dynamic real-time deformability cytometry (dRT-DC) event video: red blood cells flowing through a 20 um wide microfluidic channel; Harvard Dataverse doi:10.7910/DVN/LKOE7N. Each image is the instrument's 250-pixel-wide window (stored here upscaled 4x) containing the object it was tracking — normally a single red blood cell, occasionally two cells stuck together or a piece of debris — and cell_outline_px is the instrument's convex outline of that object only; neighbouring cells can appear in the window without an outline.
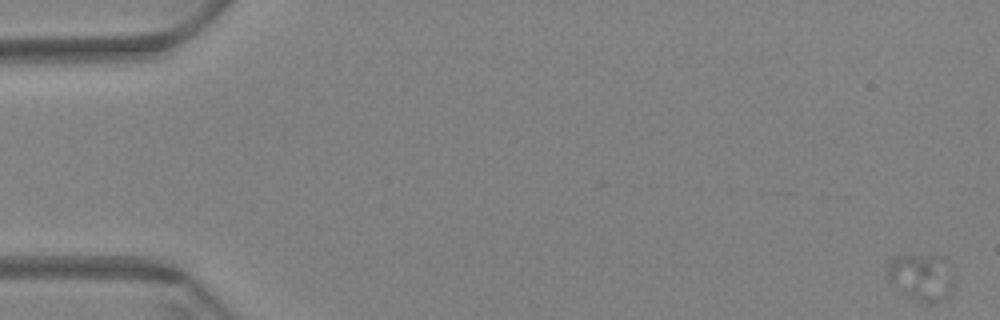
{"species": "Egyptian fruit bat (a non-hibernating species)", "species_latin": "Rousettus aegyptiacus", "temperature_condition": "warm", "stored_images_in_passage": 65, "camera_frame_rate_fps": 3000, "um_per_image_px": 0.085, "animal": {"sex": "female"}, "frame": {"image": 1, "passage_image": 1, "time_ms": 0.0, "image_size_px": [1000, 320], "cell_outline_px": [[956, 284], [948, 296], [944, 300], [928, 304], [908, 296], [888, 276], [888, 260], [892, 256], [940, 256], [952, 272]], "centroid_in_image_um": [78.38, 23.57], "position_along_channel_um": 6.6, "area_um2": 17.8}}
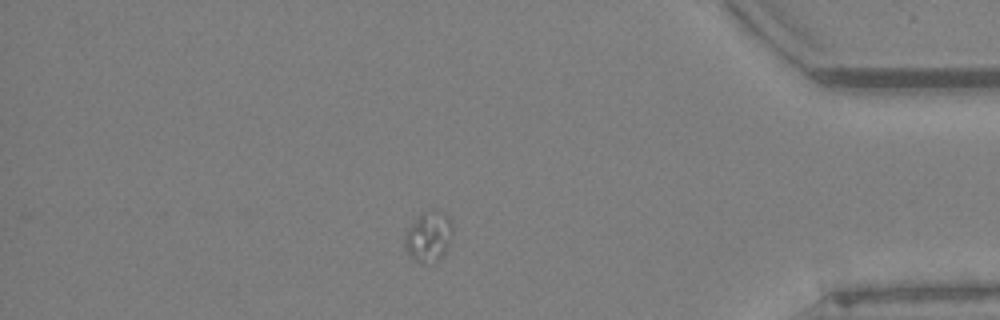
{"frame": {"image": 2, "passage_image": 56, "time_ms": 18.333, "image_size_px": [1000, 320], "cell_outline_px": [[452, 232], [448, 244], [444, 252], [440, 256], [420, 260], [416, 260], [408, 252], [404, 244], [404, 236], [416, 220], [420, 216], [436, 208], [444, 212], [452, 220]], "centroid_in_image_um": [36.47, 20.0], "position_along_channel_um": 398.7, "area_um2": 12.95}}
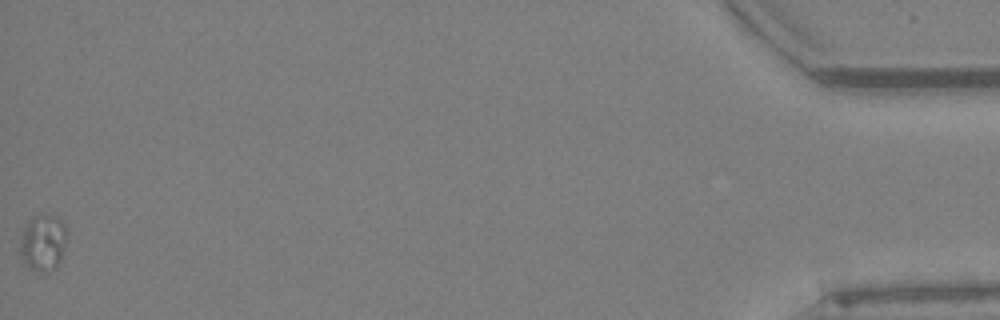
{"frame": {"image": 3, "passage_image": 65, "time_ms": 21.333, "image_size_px": [1000, 320], "cell_outline_px": [[64, 244], [60, 260], [56, 268], [48, 272], [40, 272], [24, 264], [20, 256], [20, 244], [24, 228], [36, 216], [56, 216], [64, 224]], "centroid_in_image_um": [3.63, 20.69], "position_along_channel_um": 431.6, "area_um2": 14.74}}